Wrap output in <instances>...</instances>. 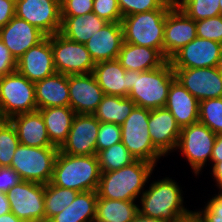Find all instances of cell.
I'll return each mask as SVG.
<instances>
[{
    "label": "cell",
    "instance_id": "obj_34",
    "mask_svg": "<svg viewBox=\"0 0 222 222\" xmlns=\"http://www.w3.org/2000/svg\"><path fill=\"white\" fill-rule=\"evenodd\" d=\"M175 4L195 22L221 15L220 0H174Z\"/></svg>",
    "mask_w": 222,
    "mask_h": 222
},
{
    "label": "cell",
    "instance_id": "obj_51",
    "mask_svg": "<svg viewBox=\"0 0 222 222\" xmlns=\"http://www.w3.org/2000/svg\"><path fill=\"white\" fill-rule=\"evenodd\" d=\"M217 70L222 74V50L216 66Z\"/></svg>",
    "mask_w": 222,
    "mask_h": 222
},
{
    "label": "cell",
    "instance_id": "obj_35",
    "mask_svg": "<svg viewBox=\"0 0 222 222\" xmlns=\"http://www.w3.org/2000/svg\"><path fill=\"white\" fill-rule=\"evenodd\" d=\"M198 122L206 125L216 135L222 134V97L199 102Z\"/></svg>",
    "mask_w": 222,
    "mask_h": 222
},
{
    "label": "cell",
    "instance_id": "obj_28",
    "mask_svg": "<svg viewBox=\"0 0 222 222\" xmlns=\"http://www.w3.org/2000/svg\"><path fill=\"white\" fill-rule=\"evenodd\" d=\"M125 71L120 62L115 59L96 63L92 74L105 94L126 97Z\"/></svg>",
    "mask_w": 222,
    "mask_h": 222
},
{
    "label": "cell",
    "instance_id": "obj_11",
    "mask_svg": "<svg viewBox=\"0 0 222 222\" xmlns=\"http://www.w3.org/2000/svg\"><path fill=\"white\" fill-rule=\"evenodd\" d=\"M45 184L22 180L6 193L11 212L23 222H45Z\"/></svg>",
    "mask_w": 222,
    "mask_h": 222
},
{
    "label": "cell",
    "instance_id": "obj_53",
    "mask_svg": "<svg viewBox=\"0 0 222 222\" xmlns=\"http://www.w3.org/2000/svg\"><path fill=\"white\" fill-rule=\"evenodd\" d=\"M181 222H195V218L192 216L191 218L186 219V220L181 221Z\"/></svg>",
    "mask_w": 222,
    "mask_h": 222
},
{
    "label": "cell",
    "instance_id": "obj_19",
    "mask_svg": "<svg viewBox=\"0 0 222 222\" xmlns=\"http://www.w3.org/2000/svg\"><path fill=\"white\" fill-rule=\"evenodd\" d=\"M148 129L153 146L163 156L176 150L181 128L167 108L160 107L150 110Z\"/></svg>",
    "mask_w": 222,
    "mask_h": 222
},
{
    "label": "cell",
    "instance_id": "obj_3",
    "mask_svg": "<svg viewBox=\"0 0 222 222\" xmlns=\"http://www.w3.org/2000/svg\"><path fill=\"white\" fill-rule=\"evenodd\" d=\"M155 165L136 160L119 170L103 172L97 188L99 198L136 201L144 192L145 184L151 178Z\"/></svg>",
    "mask_w": 222,
    "mask_h": 222
},
{
    "label": "cell",
    "instance_id": "obj_27",
    "mask_svg": "<svg viewBox=\"0 0 222 222\" xmlns=\"http://www.w3.org/2000/svg\"><path fill=\"white\" fill-rule=\"evenodd\" d=\"M106 23L93 12L82 16H61L59 33L71 41L85 44Z\"/></svg>",
    "mask_w": 222,
    "mask_h": 222
},
{
    "label": "cell",
    "instance_id": "obj_21",
    "mask_svg": "<svg viewBox=\"0 0 222 222\" xmlns=\"http://www.w3.org/2000/svg\"><path fill=\"white\" fill-rule=\"evenodd\" d=\"M124 43L121 22H107L85 43L95 64L118 58Z\"/></svg>",
    "mask_w": 222,
    "mask_h": 222
},
{
    "label": "cell",
    "instance_id": "obj_52",
    "mask_svg": "<svg viewBox=\"0 0 222 222\" xmlns=\"http://www.w3.org/2000/svg\"><path fill=\"white\" fill-rule=\"evenodd\" d=\"M7 119L4 117V115L2 114L1 111V107H0V126L6 121Z\"/></svg>",
    "mask_w": 222,
    "mask_h": 222
},
{
    "label": "cell",
    "instance_id": "obj_8",
    "mask_svg": "<svg viewBox=\"0 0 222 222\" xmlns=\"http://www.w3.org/2000/svg\"><path fill=\"white\" fill-rule=\"evenodd\" d=\"M0 107L4 117L38 110L35 84L17 70L0 77Z\"/></svg>",
    "mask_w": 222,
    "mask_h": 222
},
{
    "label": "cell",
    "instance_id": "obj_7",
    "mask_svg": "<svg viewBox=\"0 0 222 222\" xmlns=\"http://www.w3.org/2000/svg\"><path fill=\"white\" fill-rule=\"evenodd\" d=\"M150 109L135 106L121 125L122 143L136 160L157 165L163 155L153 146L148 129Z\"/></svg>",
    "mask_w": 222,
    "mask_h": 222
},
{
    "label": "cell",
    "instance_id": "obj_31",
    "mask_svg": "<svg viewBox=\"0 0 222 222\" xmlns=\"http://www.w3.org/2000/svg\"><path fill=\"white\" fill-rule=\"evenodd\" d=\"M135 106L128 97L105 94L93 115L100 122L122 125Z\"/></svg>",
    "mask_w": 222,
    "mask_h": 222
},
{
    "label": "cell",
    "instance_id": "obj_14",
    "mask_svg": "<svg viewBox=\"0 0 222 222\" xmlns=\"http://www.w3.org/2000/svg\"><path fill=\"white\" fill-rule=\"evenodd\" d=\"M100 121L92 114H76L66 142L59 151L68 155H96Z\"/></svg>",
    "mask_w": 222,
    "mask_h": 222
},
{
    "label": "cell",
    "instance_id": "obj_41",
    "mask_svg": "<svg viewBox=\"0 0 222 222\" xmlns=\"http://www.w3.org/2000/svg\"><path fill=\"white\" fill-rule=\"evenodd\" d=\"M106 22H121L122 14L118 0H93V11Z\"/></svg>",
    "mask_w": 222,
    "mask_h": 222
},
{
    "label": "cell",
    "instance_id": "obj_32",
    "mask_svg": "<svg viewBox=\"0 0 222 222\" xmlns=\"http://www.w3.org/2000/svg\"><path fill=\"white\" fill-rule=\"evenodd\" d=\"M78 193V191L73 189L55 186L51 182L45 184V222H48L53 216L68 207Z\"/></svg>",
    "mask_w": 222,
    "mask_h": 222
},
{
    "label": "cell",
    "instance_id": "obj_4",
    "mask_svg": "<svg viewBox=\"0 0 222 222\" xmlns=\"http://www.w3.org/2000/svg\"><path fill=\"white\" fill-rule=\"evenodd\" d=\"M96 155L57 154L51 183L78 192L96 191L100 181Z\"/></svg>",
    "mask_w": 222,
    "mask_h": 222
},
{
    "label": "cell",
    "instance_id": "obj_12",
    "mask_svg": "<svg viewBox=\"0 0 222 222\" xmlns=\"http://www.w3.org/2000/svg\"><path fill=\"white\" fill-rule=\"evenodd\" d=\"M15 16L35 26L46 36L60 32V0H16Z\"/></svg>",
    "mask_w": 222,
    "mask_h": 222
},
{
    "label": "cell",
    "instance_id": "obj_18",
    "mask_svg": "<svg viewBox=\"0 0 222 222\" xmlns=\"http://www.w3.org/2000/svg\"><path fill=\"white\" fill-rule=\"evenodd\" d=\"M16 70L34 83L56 73L50 36L29 48L17 60Z\"/></svg>",
    "mask_w": 222,
    "mask_h": 222
},
{
    "label": "cell",
    "instance_id": "obj_48",
    "mask_svg": "<svg viewBox=\"0 0 222 222\" xmlns=\"http://www.w3.org/2000/svg\"><path fill=\"white\" fill-rule=\"evenodd\" d=\"M9 212H11V208L7 194L0 192V216Z\"/></svg>",
    "mask_w": 222,
    "mask_h": 222
},
{
    "label": "cell",
    "instance_id": "obj_38",
    "mask_svg": "<svg viewBox=\"0 0 222 222\" xmlns=\"http://www.w3.org/2000/svg\"><path fill=\"white\" fill-rule=\"evenodd\" d=\"M193 217L197 222H222V189L208 200L203 209L193 211Z\"/></svg>",
    "mask_w": 222,
    "mask_h": 222
},
{
    "label": "cell",
    "instance_id": "obj_36",
    "mask_svg": "<svg viewBox=\"0 0 222 222\" xmlns=\"http://www.w3.org/2000/svg\"><path fill=\"white\" fill-rule=\"evenodd\" d=\"M19 144L15 127L9 120H6L0 126V167H10Z\"/></svg>",
    "mask_w": 222,
    "mask_h": 222
},
{
    "label": "cell",
    "instance_id": "obj_33",
    "mask_svg": "<svg viewBox=\"0 0 222 222\" xmlns=\"http://www.w3.org/2000/svg\"><path fill=\"white\" fill-rule=\"evenodd\" d=\"M96 156L101 173L119 170L136 161V158L128 151L122 142L99 151Z\"/></svg>",
    "mask_w": 222,
    "mask_h": 222
},
{
    "label": "cell",
    "instance_id": "obj_9",
    "mask_svg": "<svg viewBox=\"0 0 222 222\" xmlns=\"http://www.w3.org/2000/svg\"><path fill=\"white\" fill-rule=\"evenodd\" d=\"M215 138L216 134L200 122L181 128L176 150L186 157L195 176L211 160Z\"/></svg>",
    "mask_w": 222,
    "mask_h": 222
},
{
    "label": "cell",
    "instance_id": "obj_26",
    "mask_svg": "<svg viewBox=\"0 0 222 222\" xmlns=\"http://www.w3.org/2000/svg\"><path fill=\"white\" fill-rule=\"evenodd\" d=\"M42 115L51 144L57 148L66 142L76 115L70 106L38 109Z\"/></svg>",
    "mask_w": 222,
    "mask_h": 222
},
{
    "label": "cell",
    "instance_id": "obj_15",
    "mask_svg": "<svg viewBox=\"0 0 222 222\" xmlns=\"http://www.w3.org/2000/svg\"><path fill=\"white\" fill-rule=\"evenodd\" d=\"M221 50V43L196 37L177 51L169 62L172 68L216 67Z\"/></svg>",
    "mask_w": 222,
    "mask_h": 222
},
{
    "label": "cell",
    "instance_id": "obj_22",
    "mask_svg": "<svg viewBox=\"0 0 222 222\" xmlns=\"http://www.w3.org/2000/svg\"><path fill=\"white\" fill-rule=\"evenodd\" d=\"M164 107L175 117L180 128L198 122L199 101L176 79L170 85Z\"/></svg>",
    "mask_w": 222,
    "mask_h": 222
},
{
    "label": "cell",
    "instance_id": "obj_39",
    "mask_svg": "<svg viewBox=\"0 0 222 222\" xmlns=\"http://www.w3.org/2000/svg\"><path fill=\"white\" fill-rule=\"evenodd\" d=\"M197 37L222 44V15L196 21Z\"/></svg>",
    "mask_w": 222,
    "mask_h": 222
},
{
    "label": "cell",
    "instance_id": "obj_2",
    "mask_svg": "<svg viewBox=\"0 0 222 222\" xmlns=\"http://www.w3.org/2000/svg\"><path fill=\"white\" fill-rule=\"evenodd\" d=\"M181 187L169 177L153 181L139 197V212L147 217L161 218L168 222H181L193 216V211L183 205Z\"/></svg>",
    "mask_w": 222,
    "mask_h": 222
},
{
    "label": "cell",
    "instance_id": "obj_37",
    "mask_svg": "<svg viewBox=\"0 0 222 222\" xmlns=\"http://www.w3.org/2000/svg\"><path fill=\"white\" fill-rule=\"evenodd\" d=\"M121 141V125L110 122H100L96 143L97 153Z\"/></svg>",
    "mask_w": 222,
    "mask_h": 222
},
{
    "label": "cell",
    "instance_id": "obj_44",
    "mask_svg": "<svg viewBox=\"0 0 222 222\" xmlns=\"http://www.w3.org/2000/svg\"><path fill=\"white\" fill-rule=\"evenodd\" d=\"M19 174L11 167H0V192L7 193L10 188L21 182Z\"/></svg>",
    "mask_w": 222,
    "mask_h": 222
},
{
    "label": "cell",
    "instance_id": "obj_13",
    "mask_svg": "<svg viewBox=\"0 0 222 222\" xmlns=\"http://www.w3.org/2000/svg\"><path fill=\"white\" fill-rule=\"evenodd\" d=\"M172 69L175 79L199 102L222 97V74L216 67Z\"/></svg>",
    "mask_w": 222,
    "mask_h": 222
},
{
    "label": "cell",
    "instance_id": "obj_50",
    "mask_svg": "<svg viewBox=\"0 0 222 222\" xmlns=\"http://www.w3.org/2000/svg\"><path fill=\"white\" fill-rule=\"evenodd\" d=\"M0 222H23L17 218L12 212L0 216Z\"/></svg>",
    "mask_w": 222,
    "mask_h": 222
},
{
    "label": "cell",
    "instance_id": "obj_45",
    "mask_svg": "<svg viewBox=\"0 0 222 222\" xmlns=\"http://www.w3.org/2000/svg\"><path fill=\"white\" fill-rule=\"evenodd\" d=\"M16 0H0V30L15 16Z\"/></svg>",
    "mask_w": 222,
    "mask_h": 222
},
{
    "label": "cell",
    "instance_id": "obj_24",
    "mask_svg": "<svg viewBox=\"0 0 222 222\" xmlns=\"http://www.w3.org/2000/svg\"><path fill=\"white\" fill-rule=\"evenodd\" d=\"M34 84L38 109L56 106H69L67 75L56 72L43 80L35 82Z\"/></svg>",
    "mask_w": 222,
    "mask_h": 222
},
{
    "label": "cell",
    "instance_id": "obj_25",
    "mask_svg": "<svg viewBox=\"0 0 222 222\" xmlns=\"http://www.w3.org/2000/svg\"><path fill=\"white\" fill-rule=\"evenodd\" d=\"M117 60L125 70L147 71L161 67L167 59L154 48L124 42Z\"/></svg>",
    "mask_w": 222,
    "mask_h": 222
},
{
    "label": "cell",
    "instance_id": "obj_30",
    "mask_svg": "<svg viewBox=\"0 0 222 222\" xmlns=\"http://www.w3.org/2000/svg\"><path fill=\"white\" fill-rule=\"evenodd\" d=\"M136 201L97 198L94 222H131L139 213Z\"/></svg>",
    "mask_w": 222,
    "mask_h": 222
},
{
    "label": "cell",
    "instance_id": "obj_43",
    "mask_svg": "<svg viewBox=\"0 0 222 222\" xmlns=\"http://www.w3.org/2000/svg\"><path fill=\"white\" fill-rule=\"evenodd\" d=\"M17 69V61L0 39V77L13 73Z\"/></svg>",
    "mask_w": 222,
    "mask_h": 222
},
{
    "label": "cell",
    "instance_id": "obj_42",
    "mask_svg": "<svg viewBox=\"0 0 222 222\" xmlns=\"http://www.w3.org/2000/svg\"><path fill=\"white\" fill-rule=\"evenodd\" d=\"M61 16H79L92 13L93 0H60Z\"/></svg>",
    "mask_w": 222,
    "mask_h": 222
},
{
    "label": "cell",
    "instance_id": "obj_5",
    "mask_svg": "<svg viewBox=\"0 0 222 222\" xmlns=\"http://www.w3.org/2000/svg\"><path fill=\"white\" fill-rule=\"evenodd\" d=\"M175 5L168 0L160 9L122 18L124 42L157 49L164 56V27L168 11Z\"/></svg>",
    "mask_w": 222,
    "mask_h": 222
},
{
    "label": "cell",
    "instance_id": "obj_17",
    "mask_svg": "<svg viewBox=\"0 0 222 222\" xmlns=\"http://www.w3.org/2000/svg\"><path fill=\"white\" fill-rule=\"evenodd\" d=\"M69 106L76 114H92L105 93L92 73L69 75Z\"/></svg>",
    "mask_w": 222,
    "mask_h": 222
},
{
    "label": "cell",
    "instance_id": "obj_20",
    "mask_svg": "<svg viewBox=\"0 0 222 222\" xmlns=\"http://www.w3.org/2000/svg\"><path fill=\"white\" fill-rule=\"evenodd\" d=\"M45 37L46 35L38 28L17 16L0 30V39L16 61Z\"/></svg>",
    "mask_w": 222,
    "mask_h": 222
},
{
    "label": "cell",
    "instance_id": "obj_46",
    "mask_svg": "<svg viewBox=\"0 0 222 222\" xmlns=\"http://www.w3.org/2000/svg\"><path fill=\"white\" fill-rule=\"evenodd\" d=\"M222 161V134H217L210 162Z\"/></svg>",
    "mask_w": 222,
    "mask_h": 222
},
{
    "label": "cell",
    "instance_id": "obj_54",
    "mask_svg": "<svg viewBox=\"0 0 222 222\" xmlns=\"http://www.w3.org/2000/svg\"><path fill=\"white\" fill-rule=\"evenodd\" d=\"M219 5H220V14L222 15V0L219 1Z\"/></svg>",
    "mask_w": 222,
    "mask_h": 222
},
{
    "label": "cell",
    "instance_id": "obj_10",
    "mask_svg": "<svg viewBox=\"0 0 222 222\" xmlns=\"http://www.w3.org/2000/svg\"><path fill=\"white\" fill-rule=\"evenodd\" d=\"M50 42L57 73L69 76L93 72L96 64L85 44L71 41L59 32L50 35Z\"/></svg>",
    "mask_w": 222,
    "mask_h": 222
},
{
    "label": "cell",
    "instance_id": "obj_47",
    "mask_svg": "<svg viewBox=\"0 0 222 222\" xmlns=\"http://www.w3.org/2000/svg\"><path fill=\"white\" fill-rule=\"evenodd\" d=\"M211 170L213 179L215 181V185L218 187V189H222V161L220 162H211Z\"/></svg>",
    "mask_w": 222,
    "mask_h": 222
},
{
    "label": "cell",
    "instance_id": "obj_40",
    "mask_svg": "<svg viewBox=\"0 0 222 222\" xmlns=\"http://www.w3.org/2000/svg\"><path fill=\"white\" fill-rule=\"evenodd\" d=\"M168 0H118L122 17L160 9Z\"/></svg>",
    "mask_w": 222,
    "mask_h": 222
},
{
    "label": "cell",
    "instance_id": "obj_23",
    "mask_svg": "<svg viewBox=\"0 0 222 222\" xmlns=\"http://www.w3.org/2000/svg\"><path fill=\"white\" fill-rule=\"evenodd\" d=\"M19 143L30 147H55L51 144L46 125L39 110L12 116Z\"/></svg>",
    "mask_w": 222,
    "mask_h": 222
},
{
    "label": "cell",
    "instance_id": "obj_49",
    "mask_svg": "<svg viewBox=\"0 0 222 222\" xmlns=\"http://www.w3.org/2000/svg\"><path fill=\"white\" fill-rule=\"evenodd\" d=\"M131 222H168L167 220L161 218H152L142 215L140 212Z\"/></svg>",
    "mask_w": 222,
    "mask_h": 222
},
{
    "label": "cell",
    "instance_id": "obj_16",
    "mask_svg": "<svg viewBox=\"0 0 222 222\" xmlns=\"http://www.w3.org/2000/svg\"><path fill=\"white\" fill-rule=\"evenodd\" d=\"M196 37V22L175 4L166 15L163 39L164 57L169 60Z\"/></svg>",
    "mask_w": 222,
    "mask_h": 222
},
{
    "label": "cell",
    "instance_id": "obj_29",
    "mask_svg": "<svg viewBox=\"0 0 222 222\" xmlns=\"http://www.w3.org/2000/svg\"><path fill=\"white\" fill-rule=\"evenodd\" d=\"M97 191L79 192L74 201L48 222H94Z\"/></svg>",
    "mask_w": 222,
    "mask_h": 222
},
{
    "label": "cell",
    "instance_id": "obj_1",
    "mask_svg": "<svg viewBox=\"0 0 222 222\" xmlns=\"http://www.w3.org/2000/svg\"><path fill=\"white\" fill-rule=\"evenodd\" d=\"M126 97L136 106L157 109L166 104L170 85L175 80L172 66L167 60L161 67L147 71L126 70Z\"/></svg>",
    "mask_w": 222,
    "mask_h": 222
},
{
    "label": "cell",
    "instance_id": "obj_6",
    "mask_svg": "<svg viewBox=\"0 0 222 222\" xmlns=\"http://www.w3.org/2000/svg\"><path fill=\"white\" fill-rule=\"evenodd\" d=\"M57 147H30L19 144L10 167L24 181L48 184L53 177Z\"/></svg>",
    "mask_w": 222,
    "mask_h": 222
}]
</instances>
